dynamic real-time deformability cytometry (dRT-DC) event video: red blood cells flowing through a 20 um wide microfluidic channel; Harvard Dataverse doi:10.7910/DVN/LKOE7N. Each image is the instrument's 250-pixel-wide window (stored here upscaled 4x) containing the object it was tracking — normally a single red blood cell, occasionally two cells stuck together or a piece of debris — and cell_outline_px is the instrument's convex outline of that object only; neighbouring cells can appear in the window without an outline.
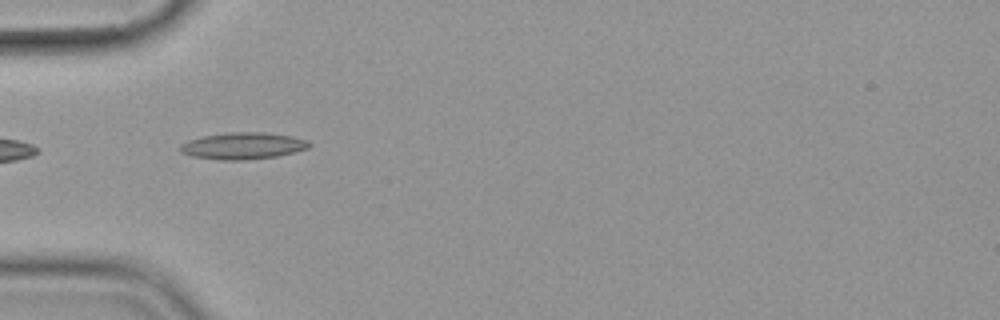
{"species": "common noctule bat (a hibernating species)", "species_latin": "Nyctalus noctula", "temperature_condition": "cold", "stored_images_in_passage": 7, "camera_frame_rate_fps": 3000, "um_per_image_px": 0.085, "animal": {"sex": "female", "body_mass_g": 19.9}, "frame": {"image": 1, "passage_image": 1, "time_ms": 0.0, "image_size_px": [1000, 320], "cell_outline_px": [[312, 144], [308, 148], [296, 152], [276, 156], [244, 160], [220, 160], [192, 156], [180, 152], [180, 144], [188, 140], [204, 136], [228, 132], [264, 132], [292, 136], [308, 140]], "centroid_in_image_um": [20.66, 12.39], "position_along_channel_um": 64.3, "area_um2": 20.17}}
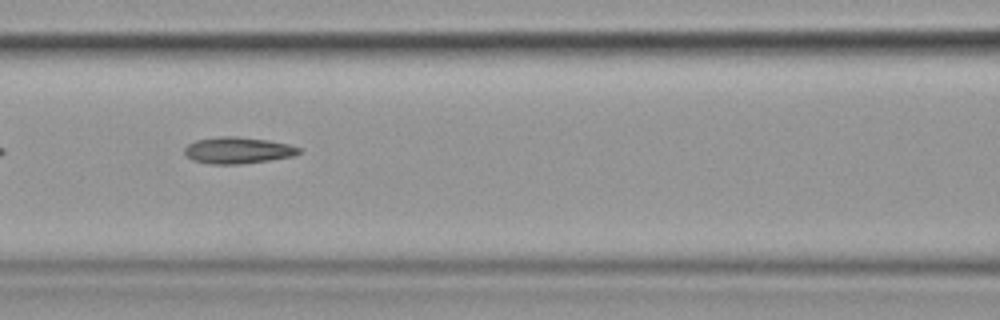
{"frame": {"image": 2, "passage_image": 3, "time_ms": 2.333, "image_size_px": [1000, 320], "cell_outline_px": [[300, 152], [296, 156], [272, 160], [240, 164], [212, 164], [192, 160], [184, 156], [184, 148], [188, 144], [196, 140], [220, 136], [236, 136], [268, 140], [288, 144], [300, 148]], "centroid_in_image_um": [20.21, 12.78], "position_along_channel_um": 146.4, "area_um2": 17.86}}
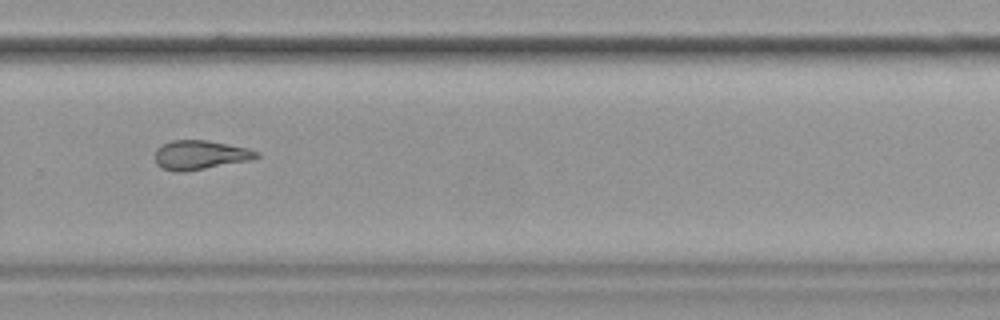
{"frame": {"image": 3, "passage_image": 7, "time_ms": 7.0, "image_size_px": [1000, 320], "cell_outline_px": [[260, 156], [256, 160], [184, 172], [176, 172], [160, 168], [156, 164], [156, 148], [172, 140], [208, 140], [248, 148], [260, 152]], "centroid_in_image_um": [17.07, 13.18], "position_along_channel_um": 312.7, "area_um2": 17.63}}